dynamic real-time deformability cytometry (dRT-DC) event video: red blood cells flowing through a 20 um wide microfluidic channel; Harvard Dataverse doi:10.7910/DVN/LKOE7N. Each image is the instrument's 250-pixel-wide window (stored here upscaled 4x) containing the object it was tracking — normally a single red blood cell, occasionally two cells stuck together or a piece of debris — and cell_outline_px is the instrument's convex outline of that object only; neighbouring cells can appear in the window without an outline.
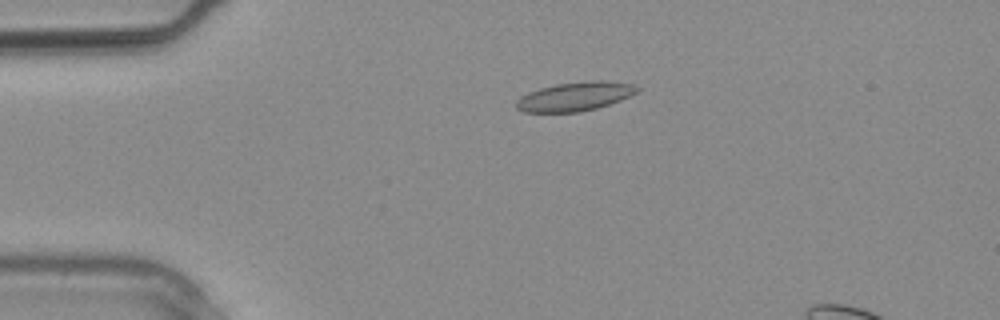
{"species": "common noctule bat (a hibernating species)", "species_latin": "Nyctalus noctula", "temperature_condition": "warm", "stored_images_in_passage": 7, "camera_frame_rate_fps": 3000, "um_per_image_px": 0.085, "animal": {"sex": "male", "body_mass_g": 20.4}, "frame": {"image": 1, "passage_image": 4, "time_ms": 1.0, "image_size_px": [1000, 320], "cell_outline_px": [[640, 88], [636, 92], [620, 100], [596, 108], [580, 112], [524, 112], [516, 108], [516, 100], [520, 96], [528, 92], [540, 88], [556, 84], [588, 80], [604, 80], [632, 84]], "centroid_in_image_um": [48.84, 8.19], "position_along_channel_um": 36.2, "area_um2": 20.35}}